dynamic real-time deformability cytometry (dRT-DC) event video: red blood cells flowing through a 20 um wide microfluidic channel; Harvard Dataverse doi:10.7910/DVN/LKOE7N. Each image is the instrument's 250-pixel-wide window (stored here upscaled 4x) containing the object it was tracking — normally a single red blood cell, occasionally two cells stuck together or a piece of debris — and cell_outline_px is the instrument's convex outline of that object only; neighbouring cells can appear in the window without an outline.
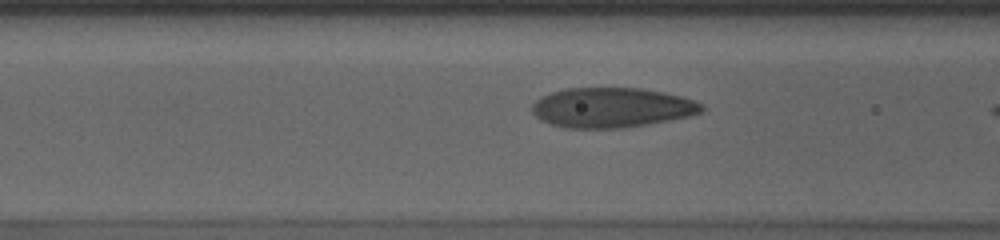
{"species": "human", "species_latin": "Homo sapiens", "temperature_condition": "cold", "stored_images_in_passage": 21, "camera_frame_rate_fps": 3000, "um_per_image_px": 0.085, "donor": {"sex": "male"}, "frame": {"image": 1, "passage_image": 19, "time_ms": 6.0, "image_size_px": [1000, 240], "cell_outline_px": [[704, 108], [700, 112], [688, 116], [668, 120], [624, 128], [564, 128], [540, 120], [532, 112], [532, 104], [540, 96], [564, 88], [640, 88], [680, 96], [696, 100], [704, 104]], "centroid_in_image_um": [51.96, 9.14], "position_along_channel_um": 114.6, "area_um2": 39.36}}